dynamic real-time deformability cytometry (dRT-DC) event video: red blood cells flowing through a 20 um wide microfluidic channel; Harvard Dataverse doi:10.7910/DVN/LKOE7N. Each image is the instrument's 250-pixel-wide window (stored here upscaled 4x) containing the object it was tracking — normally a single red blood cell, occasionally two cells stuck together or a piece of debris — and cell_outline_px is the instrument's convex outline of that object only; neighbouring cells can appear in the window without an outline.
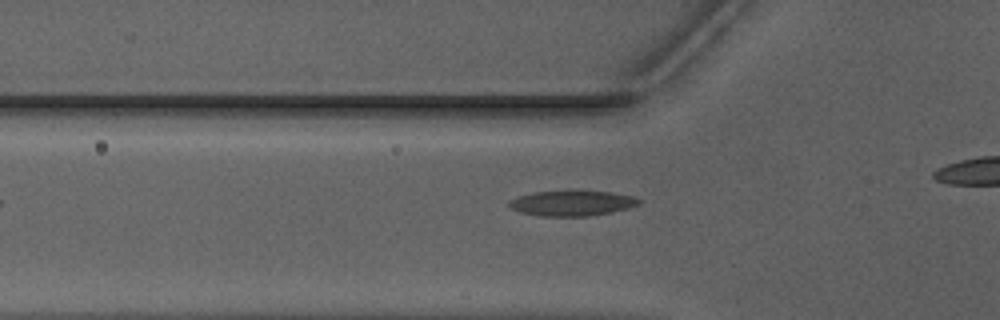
{"species": "Egyptian fruit bat (a non-hibernating species)", "species_latin": "Rousettus aegyptiacus", "temperature_condition": "warm", "stored_images_in_passage": 29, "camera_frame_rate_fps": 3000, "um_per_image_px": 0.085, "animal": {"sex": "male"}, "frame": {"image": 1, "passage_image": 4, "time_ms": 1.0, "image_size_px": [1000, 320], "cell_outline_px": [[644, 200], [640, 204], [628, 208], [612, 212], [588, 216], [540, 216], [520, 212], [512, 208], [508, 204], [508, 200], [520, 196], [536, 192], [608, 192], [632, 196]], "centroid_in_image_um": [48.65, 17.29], "position_along_channel_um": 77.2, "area_um2": 18.73}}
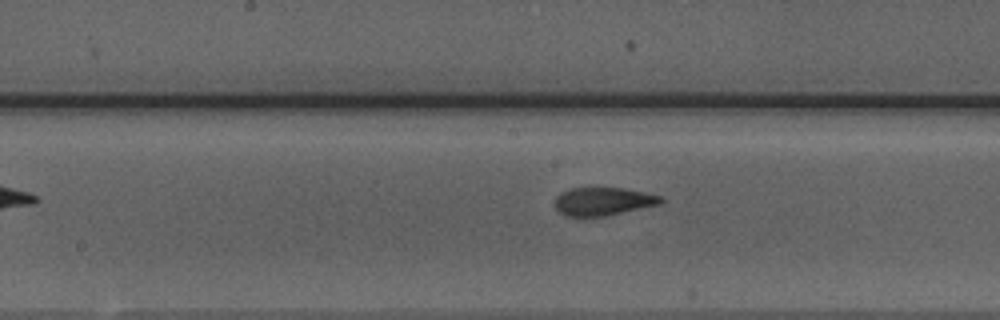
{"frame": {"image": 2, "passage_image": 13, "time_ms": 4.0, "image_size_px": [1000, 320], "cell_outline_px": [[664, 200], [660, 204], [604, 216], [564, 216], [556, 208], [556, 196], [560, 192], [572, 188], [620, 188], [644, 192], [660, 196]], "centroid_in_image_um": [51.24, 17.11], "position_along_channel_um": 197.0, "area_um2": 17.11}}
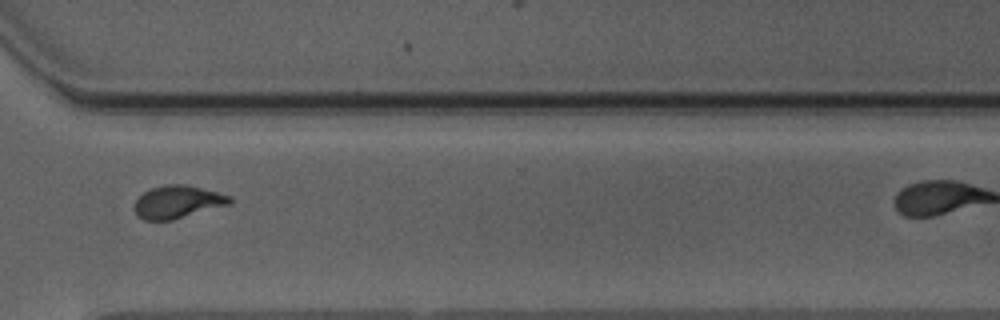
{"frame": {"image": 3, "passage_image": 25, "time_ms": 8.0, "image_size_px": [1000, 320], "cell_outline_px": [[232, 204], [172, 220], [144, 220], [136, 216], [136, 200], [144, 192], [152, 188], [168, 184], [184, 184], [232, 196]], "centroid_in_image_um": [15.13, 17.17], "position_along_channel_um": 355.5, "area_um2": 18.03}}